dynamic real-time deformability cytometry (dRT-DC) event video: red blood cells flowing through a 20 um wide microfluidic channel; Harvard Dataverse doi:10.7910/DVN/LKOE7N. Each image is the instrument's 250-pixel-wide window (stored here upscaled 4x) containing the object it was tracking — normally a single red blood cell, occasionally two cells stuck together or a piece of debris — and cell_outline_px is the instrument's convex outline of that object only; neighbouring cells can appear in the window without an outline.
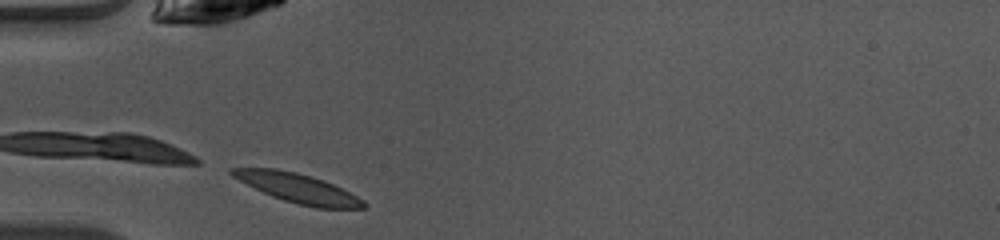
{"species": "common noctule bat (a hibernating species)", "species_latin": "Nyctalus noctula", "temperature_condition": "warm", "stored_images_in_passage": 34, "camera_frame_rate_fps": 3000, "um_per_image_px": 0.085, "animal": {"sex": "female", "body_mass_g": 10.0, "forearm_length_mm": 53.1}, "frame": {"image": 1, "passage_image": 1, "time_ms": 0.0, "image_size_px": [1000, 240], "cell_outline_px": [[368, 204], [364, 208], [316, 208], [284, 200], [272, 196], [232, 176], [228, 172], [228, 168], [276, 168], [296, 172], [324, 180], [364, 200]], "centroid_in_image_um": [25.31, 15.98], "position_along_channel_um": 59.7, "area_um2": 22.02}}
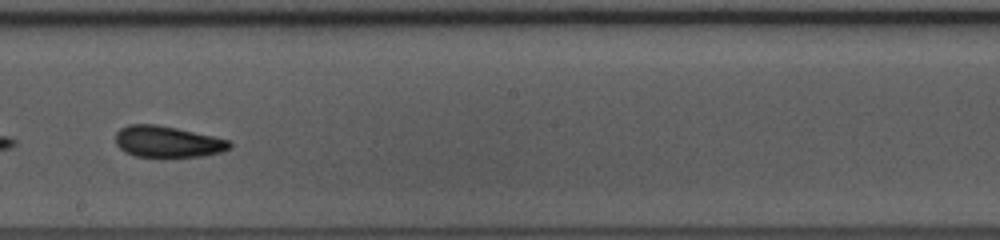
{"frame": {"image": 2, "passage_image": 14, "time_ms": 4.333, "image_size_px": [1000, 240], "cell_outline_px": [[232, 148], [220, 152], [200, 156], [160, 160], [136, 156], [124, 152], [116, 144], [116, 132], [120, 128], [128, 124], [156, 124], [176, 128], [212, 136], [228, 140], [232, 144]], "centroid_in_image_um": [14.2, 12.09], "position_along_channel_um": 234.0, "area_um2": 21.5}}
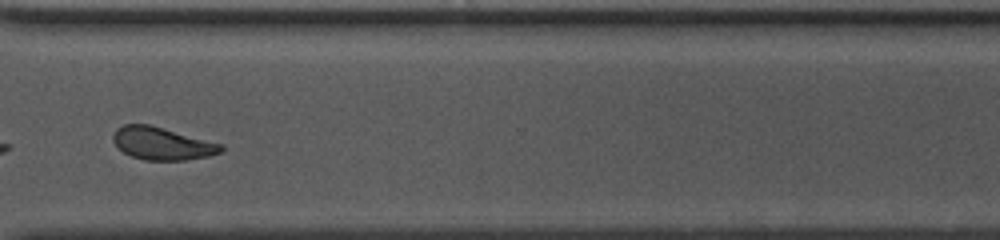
{"frame": {"image": 3, "passage_image": 23, "time_ms": 7.333, "image_size_px": [1000, 240], "cell_outline_px": [[224, 152], [208, 156], [184, 160], [144, 160], [132, 156], [124, 152], [112, 140], [112, 136], [116, 128], [124, 124], [148, 124], [224, 144]], "centroid_in_image_um": [13.81, 12.2], "position_along_channel_um": 356.8, "area_um2": 20.52}, "authors_computed_cell_mechanics": {"area_um2": 21.9062, "velocity_mm_per_s": 4.1013, "shape_relaxation_time_tau1_ms": 2.9484, "shape_relaxation_time_tau2_ms": 1.5409, "deformation_change_tau1": 0.1377, "deformation_change_tau2": 0.0917}}